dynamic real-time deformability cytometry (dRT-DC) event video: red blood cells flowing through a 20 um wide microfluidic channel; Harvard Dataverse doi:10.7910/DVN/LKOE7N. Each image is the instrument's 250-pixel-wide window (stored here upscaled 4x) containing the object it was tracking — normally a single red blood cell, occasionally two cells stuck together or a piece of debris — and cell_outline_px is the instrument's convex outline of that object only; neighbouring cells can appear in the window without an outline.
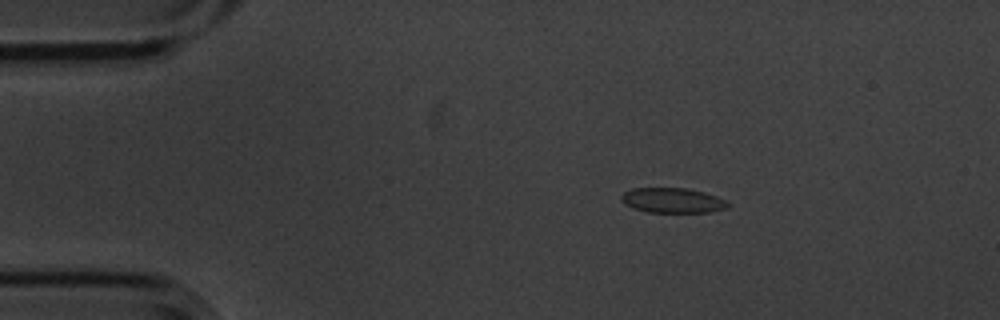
{"species": "common noctule bat (a hibernating species)", "species_latin": "Nyctalus noctula", "temperature_condition": "cold", "stored_images_in_passage": 4, "camera_frame_rate_fps": 3000, "um_per_image_px": 0.085, "animal": {"sex": "male", "body_mass_g": 20.1, "forearm_length_mm": 53.5}, "frame": {"image": 1, "passage_image": 2, "time_ms": 0.333, "image_size_px": [1000, 320], "cell_outline_px": [[728, 208], [712, 212], [648, 212], [636, 208], [620, 200], [620, 196], [624, 192], [632, 188], [688, 188], [704, 192], [728, 200]], "centroid_in_image_um": [57.21, 17.02], "position_along_channel_um": 27.8, "area_um2": 15.49}}
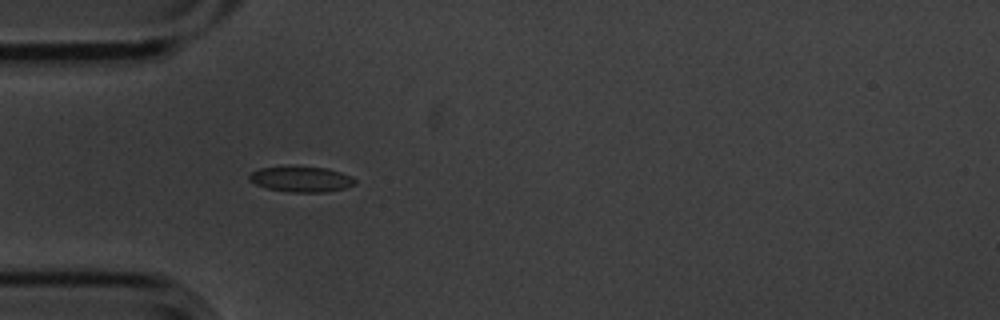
{"frame": {"image": 2, "passage_image": 4, "time_ms": 1.0, "image_size_px": [1000, 320], "cell_outline_px": [[356, 184], [344, 188], [324, 192], [292, 192], [268, 188], [256, 184], [248, 180], [248, 176], [252, 172], [260, 168], [328, 168], [352, 176], [356, 180]], "centroid_in_image_um": [25.64, 15.25], "position_along_channel_um": 59.4, "area_um2": 15.2}}